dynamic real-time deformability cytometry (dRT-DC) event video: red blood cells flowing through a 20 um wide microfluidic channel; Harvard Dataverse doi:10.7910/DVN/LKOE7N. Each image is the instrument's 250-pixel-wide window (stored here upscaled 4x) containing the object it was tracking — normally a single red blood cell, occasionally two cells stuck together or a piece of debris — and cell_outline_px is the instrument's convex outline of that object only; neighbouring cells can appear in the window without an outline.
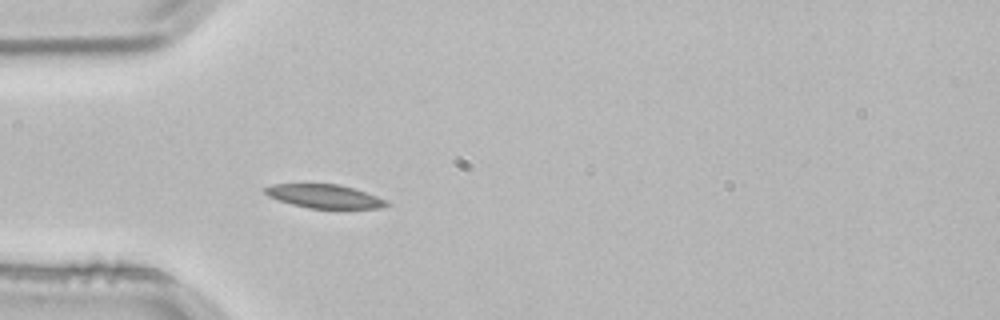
{"species": "common noctule bat (a hibernating species)", "species_latin": "Nyctalus noctula", "temperature_condition": "room temperature", "stored_images_in_passage": 2, "camera_frame_rate_fps": 3000, "um_per_image_px": 0.085, "animal": {"sex": "male", "body_mass_g": 21.5, "forearm_length_mm": 52.0}, "frame": {"image": 1, "passage_image": 2, "time_ms": 0.333, "image_size_px": [1000, 320], "cell_outline_px": [[388, 204], [380, 208], [308, 208], [292, 204], [268, 196], [264, 192], [264, 188], [272, 184], [340, 184], [356, 188], [388, 200]], "centroid_in_image_um": [27.6, 16.67], "position_along_channel_um": 57.4, "area_um2": 16.7}}